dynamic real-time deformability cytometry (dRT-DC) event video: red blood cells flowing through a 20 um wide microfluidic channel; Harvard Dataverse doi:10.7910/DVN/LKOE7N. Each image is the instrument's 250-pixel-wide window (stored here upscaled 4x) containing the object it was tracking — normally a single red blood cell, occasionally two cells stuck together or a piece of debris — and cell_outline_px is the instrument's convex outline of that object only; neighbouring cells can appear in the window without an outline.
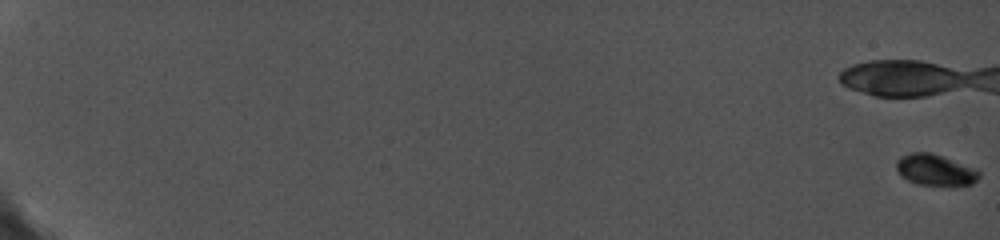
{"species": "common noctule bat (a hibernating species)", "species_latin": "Nyctalus noctula", "temperature_condition": "cold", "stored_images_in_passage": 92, "camera_frame_rate_fps": 5000, "um_per_image_px": 0.085, "animal": {"sex": "female", "body_mass_g": 19.0, "forearm_length_mm": 56.7}, "frame": {"image": 1, "passage_image": 1, "time_ms": 0.0, "image_size_px": [1000, 240], "cell_outline_px": [[980, 176], [972, 184], [916, 184], [900, 176], [896, 168], [896, 160], [900, 156], [912, 152], [932, 152], [976, 168], [980, 172]], "centroid_in_image_um": [79.46, 14.41], "position_along_channel_um": 5.5, "area_um2": 14.97}}